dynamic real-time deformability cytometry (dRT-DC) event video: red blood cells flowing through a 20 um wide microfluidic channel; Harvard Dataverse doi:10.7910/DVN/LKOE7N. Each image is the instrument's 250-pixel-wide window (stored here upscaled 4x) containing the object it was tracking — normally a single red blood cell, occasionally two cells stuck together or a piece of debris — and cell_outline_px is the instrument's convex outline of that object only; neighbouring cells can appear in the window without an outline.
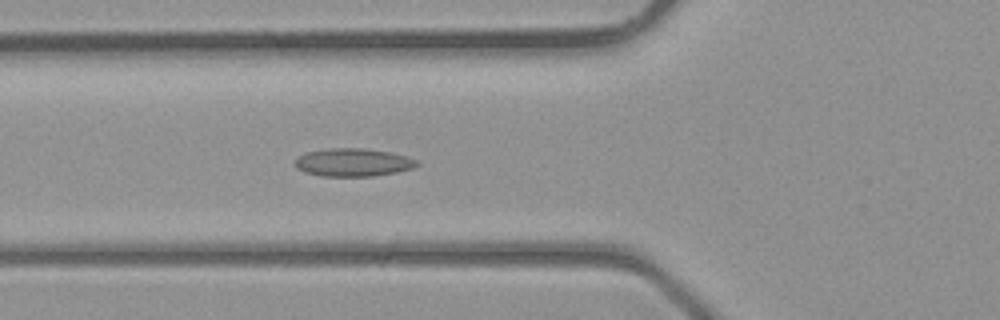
{"species": "common noctule bat (a hibernating species)", "species_latin": "Nyctalus noctula", "temperature_condition": "room temperature", "stored_images_in_passage": 40, "camera_frame_rate_fps": 3000, "um_per_image_px": 0.085, "animal": {"sex": "male", "body_mass_g": 23.1, "forearm_length_mm": 52.7}, "frame": {"image": 1, "passage_image": 15, "time_ms": 4.667, "image_size_px": [1000, 320], "cell_outline_px": [[420, 164], [412, 168], [396, 172], [372, 176], [320, 176], [304, 172], [296, 168], [292, 164], [304, 152], [328, 148], [364, 148], [388, 152], [404, 156], [416, 160]], "centroid_in_image_um": [29.94, 13.8], "position_along_channel_um": 95.9, "area_um2": 19.88}}
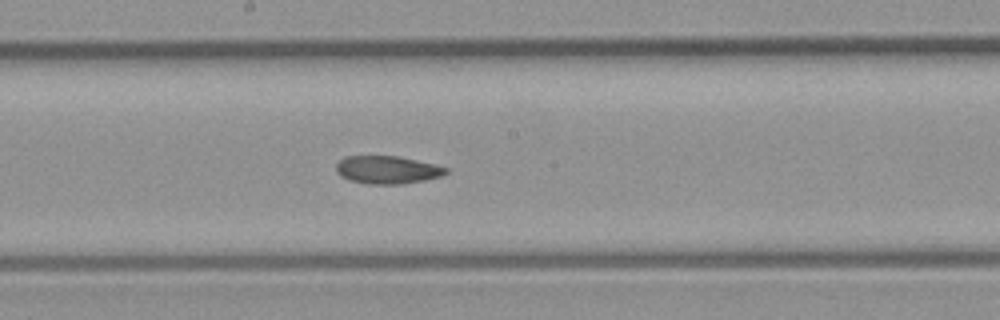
{"frame": {"image": 2, "passage_image": 22, "time_ms": 7.0, "image_size_px": [1000, 320], "cell_outline_px": [[448, 172], [440, 176], [424, 180], [400, 184], [368, 184], [348, 180], [340, 176], [336, 172], [336, 164], [344, 156], [396, 156], [416, 160], [448, 168]], "centroid_in_image_um": [32.86, 14.44], "position_along_channel_um": 215.3, "area_um2": 17.74}}
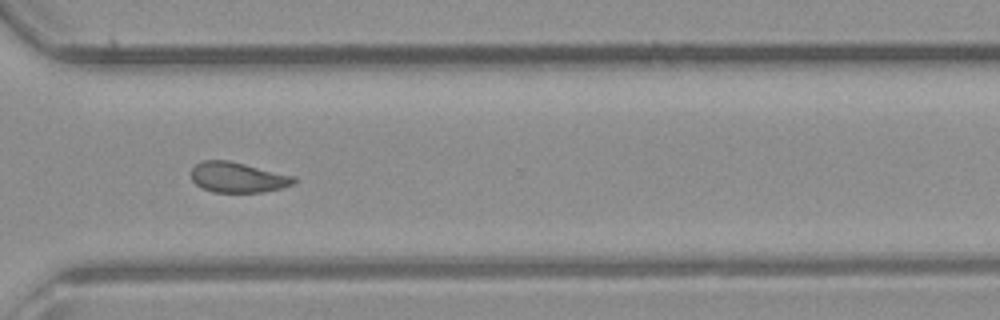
{"frame": {"image": 3, "passage_image": 30, "time_ms": 9.667, "image_size_px": [1000, 320], "cell_outline_px": [[296, 180], [292, 184], [280, 188], [264, 192], [212, 192], [200, 188], [192, 180], [192, 168], [200, 160], [228, 160], [296, 176]], "centroid_in_image_um": [20.19, 15.07], "position_along_channel_um": 350.4, "area_um2": 18.21}}